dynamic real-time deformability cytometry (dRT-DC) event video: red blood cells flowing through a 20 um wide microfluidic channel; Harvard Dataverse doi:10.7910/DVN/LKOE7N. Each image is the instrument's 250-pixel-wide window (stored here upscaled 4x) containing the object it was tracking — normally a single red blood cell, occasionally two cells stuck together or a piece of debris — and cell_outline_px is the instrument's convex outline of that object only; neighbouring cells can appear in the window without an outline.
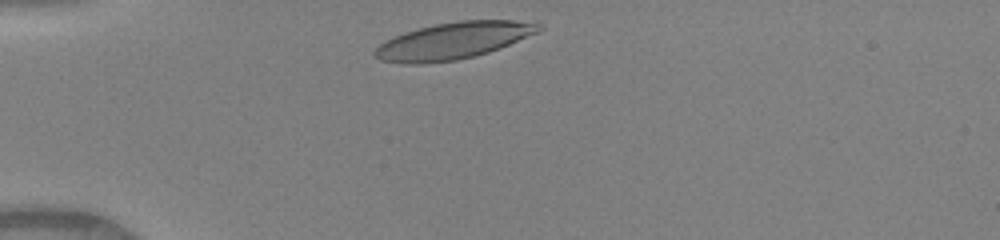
{"species": "human", "species_latin": "Homo sapiens", "temperature_condition": "warm", "stored_images_in_passage": 32, "camera_frame_rate_fps": 3000, "um_per_image_px": 0.085, "donor": {"sex": "female"}, "frame": {"image": 1, "passage_image": 2, "time_ms": 0.333, "image_size_px": [1000, 240], "cell_outline_px": [[544, 28], [540, 32], [500, 48], [488, 52], [456, 60], [424, 64], [404, 64], [380, 60], [372, 56], [372, 52], [380, 44], [404, 32], [436, 24], [456, 20], [540, 20]], "centroid_in_image_um": [38.62, 3.45], "position_along_channel_um": 46.4, "area_um2": 35.55}}
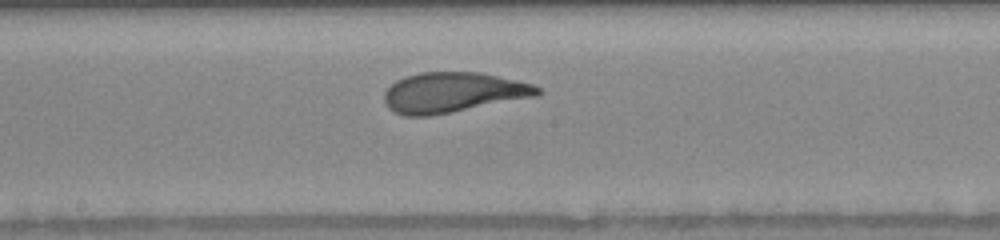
{"frame": {"image": 2, "passage_image": 16, "time_ms": 5.0, "image_size_px": [1000, 240], "cell_outline_px": [[544, 92], [540, 96], [452, 112], [428, 116], [404, 116], [388, 108], [384, 100], [384, 92], [396, 80], [404, 76], [420, 72], [480, 72], [516, 80], [532, 84], [540, 88]], "centroid_in_image_um": [38.53, 7.86], "position_along_channel_um": 209.7, "area_um2": 36.13}}
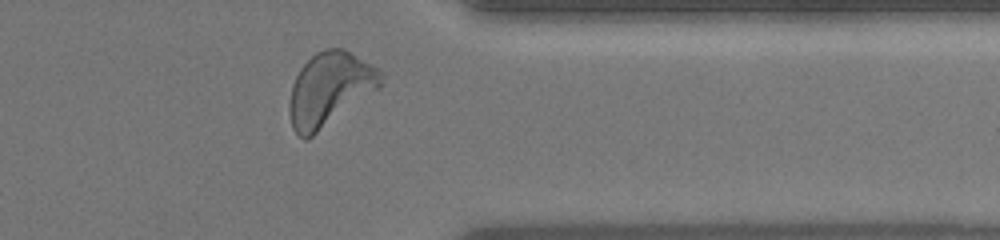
{"frame": {"image": 3, "passage_image": 29, "time_ms": 9.333, "image_size_px": [1000, 240], "cell_outline_px": [[384, 76], [380, 88], [312, 136], [304, 140], [296, 136], [292, 128], [288, 112], [288, 104], [292, 84], [300, 68], [316, 52], [324, 48], [344, 48], [384, 72]], "centroid_in_image_um": [28.01, 7.58], "position_along_channel_um": 383.4, "area_um2": 39.42}, "authors_computed_cell_mechanics": {"area_um2": 36.125, "velocity_mm_per_s": 4.1073, "shape_relaxation_time_tau1_ms": 2.8306, "shape_relaxation_time_tau2_ms": 0.6417, "deformation_change_tau1": 0.1778, "deformation_change_tau2": 0.0848}}